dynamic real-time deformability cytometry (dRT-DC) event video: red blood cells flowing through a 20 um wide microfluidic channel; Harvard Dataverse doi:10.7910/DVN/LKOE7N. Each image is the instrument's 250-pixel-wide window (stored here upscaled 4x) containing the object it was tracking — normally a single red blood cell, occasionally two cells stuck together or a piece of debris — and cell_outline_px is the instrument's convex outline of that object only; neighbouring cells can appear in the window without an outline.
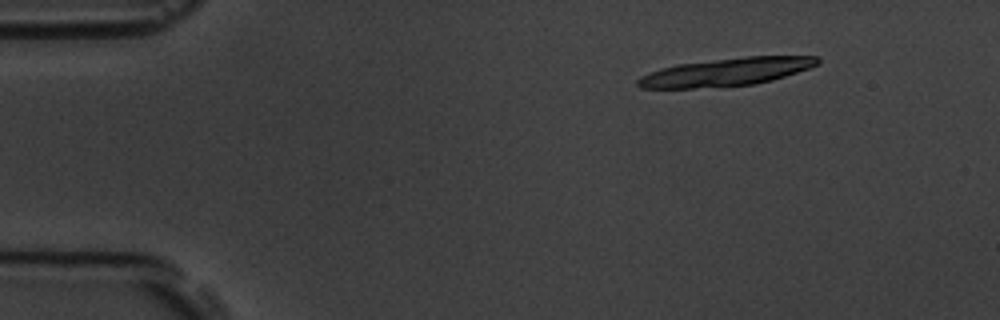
{"species": "common noctule bat (a hibernating species)", "species_latin": "Nyctalus noctula", "temperature_condition": "room temperature", "stored_images_in_passage": 5, "camera_frame_rate_fps": 3000, "um_per_image_px": 0.085, "animal": {"sex": "male", "body_mass_g": 19.5, "forearm_length_mm": 54.6}, "frame": {"image": 1, "passage_image": 2, "time_ms": 1.0, "image_size_px": [1000, 320], "cell_outline_px": [[820, 64], [772, 80], [756, 84], [692, 88], [640, 88], [636, 84], [636, 80], [640, 76], [648, 72], [660, 68], [676, 64], [748, 56], [816, 56], [820, 60]], "centroid_in_image_um": [61.68, 6.12], "position_along_channel_um": 23.3, "area_um2": 29.13}}